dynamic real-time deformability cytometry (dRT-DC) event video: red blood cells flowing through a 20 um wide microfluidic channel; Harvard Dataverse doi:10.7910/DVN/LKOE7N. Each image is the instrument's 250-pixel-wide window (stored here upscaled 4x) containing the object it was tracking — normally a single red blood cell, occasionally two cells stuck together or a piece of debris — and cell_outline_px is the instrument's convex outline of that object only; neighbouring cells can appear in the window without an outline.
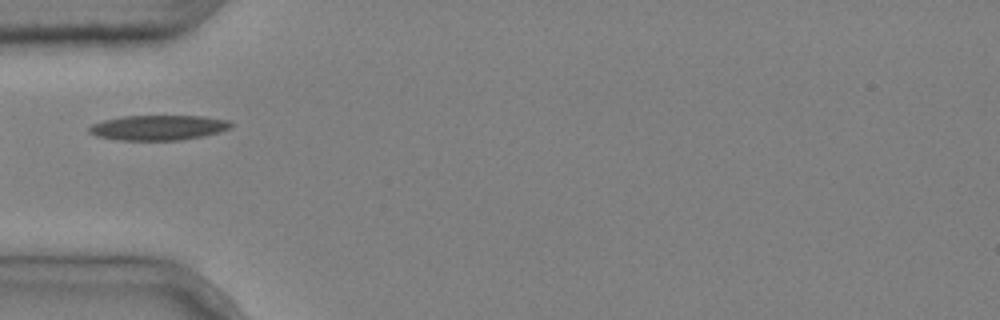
{"species": "common noctule bat (a hibernating species)", "species_latin": "Nyctalus noctula", "temperature_condition": "cold", "stored_images_in_passage": 5, "camera_frame_rate_fps": 3000, "um_per_image_px": 0.085, "animal": {"sex": "male", "body_mass_g": 20.4}, "frame": {"image": 1, "passage_image": 5, "time_ms": 1.333, "image_size_px": [1000, 320], "cell_outline_px": [[236, 124], [232, 128], [220, 132], [204, 136], [180, 140], [120, 140], [96, 136], [88, 132], [88, 128], [92, 124], [104, 120], [124, 116], [204, 116], [228, 120]], "centroid_in_image_um": [13.51, 10.85], "position_along_channel_um": 71.5, "area_um2": 20.87}}